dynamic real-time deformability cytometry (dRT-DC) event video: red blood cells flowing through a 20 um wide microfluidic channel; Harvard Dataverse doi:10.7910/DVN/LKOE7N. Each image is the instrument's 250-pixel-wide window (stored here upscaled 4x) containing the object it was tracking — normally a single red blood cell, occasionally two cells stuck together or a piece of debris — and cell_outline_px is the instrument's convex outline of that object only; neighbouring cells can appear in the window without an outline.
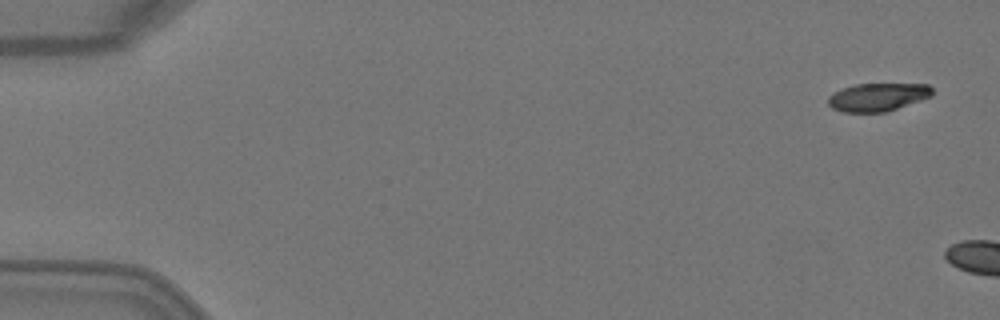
{"species": "Egyptian fruit bat (a non-hibernating species)", "species_latin": "Rousettus aegyptiacus", "temperature_condition": "warm", "stored_images_in_passage": 2, "camera_frame_rate_fps": 3000, "um_per_image_px": 0.085, "animal": {"sex": "female"}, "frame": {"image": 1, "passage_image": 1, "time_ms": 0.0, "image_size_px": [1000, 320], "cell_outline_px": [[932, 96], [884, 112], [844, 112], [832, 108], [828, 104], [828, 96], [832, 92], [856, 84], [928, 84], [932, 88]], "centroid_in_image_um": [74.58, 8.24], "position_along_channel_um": 10.4, "area_um2": 16.88}}